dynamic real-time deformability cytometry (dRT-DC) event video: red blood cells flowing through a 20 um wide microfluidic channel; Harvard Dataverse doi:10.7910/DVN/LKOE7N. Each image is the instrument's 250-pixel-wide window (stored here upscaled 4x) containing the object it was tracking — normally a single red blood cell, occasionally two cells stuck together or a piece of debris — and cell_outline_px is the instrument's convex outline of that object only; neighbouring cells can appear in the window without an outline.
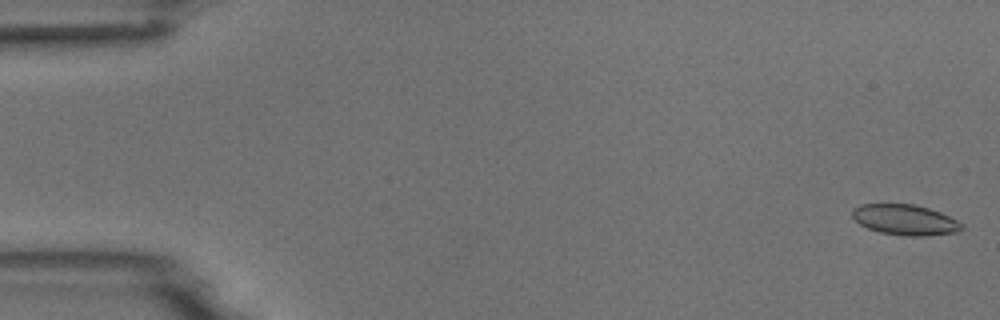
{"species": "common noctule bat (a hibernating species)", "species_latin": "Nyctalus noctula", "temperature_condition": "room temperature", "stored_images_in_passage": 55, "camera_frame_rate_fps": 3000, "um_per_image_px": 0.085, "animal": {"sex": "male", "body_mass_g": 18.8}, "frame": {"image": 1, "passage_image": 2, "time_ms": 0.333, "image_size_px": [1000, 320], "cell_outline_px": [[964, 228], [956, 232], [928, 236], [904, 236], [880, 232], [868, 228], [860, 224], [852, 216], [852, 208], [860, 204], [912, 204], [928, 208], [940, 212], [964, 224]], "centroid_in_image_um": [76.93, 18.69], "position_along_channel_um": 8.1, "area_um2": 19.48}}
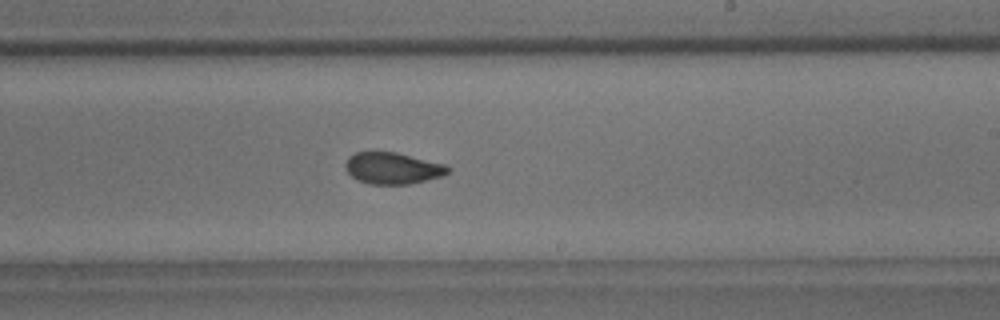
{"frame": {"image": 2, "passage_image": 33, "time_ms": 10.667, "image_size_px": [1000, 320], "cell_outline_px": [[452, 168], [444, 176], [408, 184], [368, 184], [352, 176], [348, 172], [344, 164], [348, 156], [356, 152], [396, 152], [444, 164]], "centroid_in_image_um": [33.38, 14.29], "position_along_channel_um": 255.6, "area_um2": 18.79}}
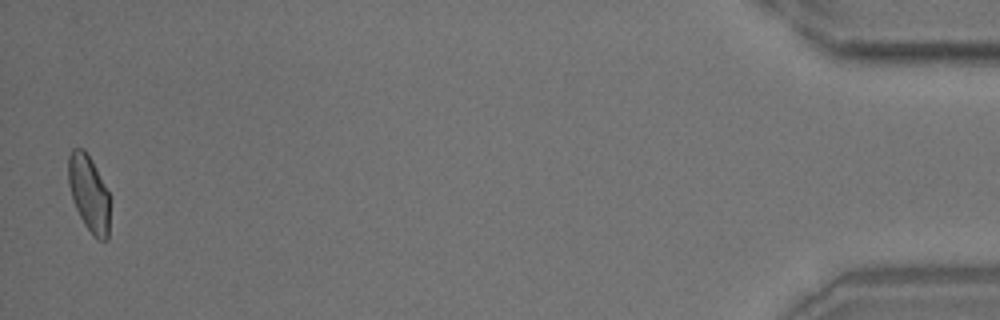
{"frame": {"image": 3, "passage_image": 54, "time_ms": 17.667, "image_size_px": [1000, 320], "cell_outline_px": [[108, 240], [96, 240], [92, 236], [84, 224], [72, 200], [68, 184], [68, 156], [72, 148], [84, 148], [92, 160], [108, 192]], "centroid_in_image_um": [7.52, 16.43], "position_along_channel_um": 427.7, "area_um2": 18.44}, "authors_computed_cell_mechanics": {"area_um2": 19.4786, "velocity_mm_per_s": 3.7504, "shape_relaxation_time_tau1_ms": 8.5407, "shape_relaxation_time_tau2_ms": 1.2252, "deformation_change_tau1": 0.1469, "deformation_change_tau2": 0.0531}}